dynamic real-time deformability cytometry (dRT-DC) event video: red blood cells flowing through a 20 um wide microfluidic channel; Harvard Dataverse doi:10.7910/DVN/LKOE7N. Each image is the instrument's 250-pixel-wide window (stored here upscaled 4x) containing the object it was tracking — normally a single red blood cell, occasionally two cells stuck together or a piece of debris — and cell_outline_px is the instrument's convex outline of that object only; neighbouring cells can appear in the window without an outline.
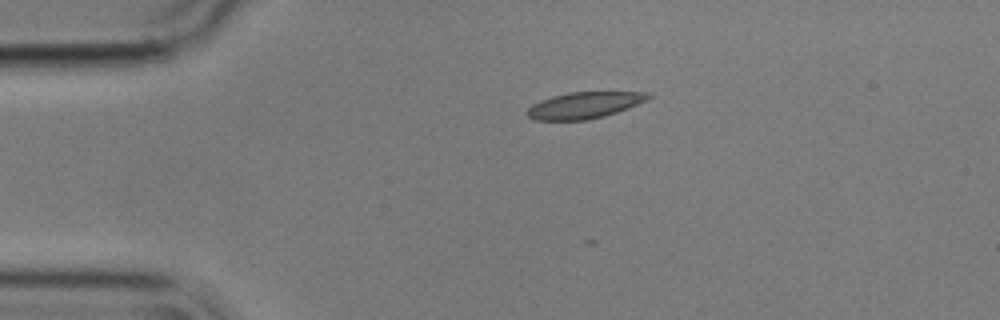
{"species": "common noctule bat (a hibernating species)", "species_latin": "Nyctalus noctula", "temperature_condition": "cold", "stored_images_in_passage": 45, "camera_frame_rate_fps": 3000, "um_per_image_px": 0.085, "animal": {"sex": "male", "body_mass_g": 17.9}, "frame": {"image": 1, "passage_image": 1, "time_ms": 0.0, "image_size_px": [1000, 320], "cell_outline_px": [[652, 96], [648, 100], [628, 108], [604, 116], [588, 120], [536, 120], [528, 116], [524, 112], [532, 104], [540, 100], [552, 96], [568, 92], [644, 92]], "centroid_in_image_um": [49.64, 8.94], "position_along_channel_um": 35.4, "area_um2": 18.67}}
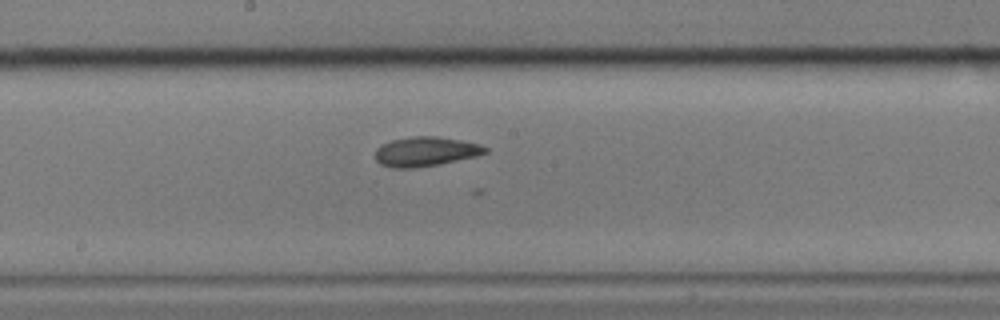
{"frame": {"image": 2, "passage_image": 19, "time_ms": 6.0, "image_size_px": [1000, 320], "cell_outline_px": [[488, 152], [476, 156], [440, 164], [416, 168], [392, 168], [380, 164], [376, 160], [376, 148], [380, 144], [392, 140], [412, 136], [436, 136], [460, 140], [480, 144], [488, 148]], "centroid_in_image_um": [36.16, 12.88], "position_along_channel_um": 212.0, "area_um2": 19.02}}
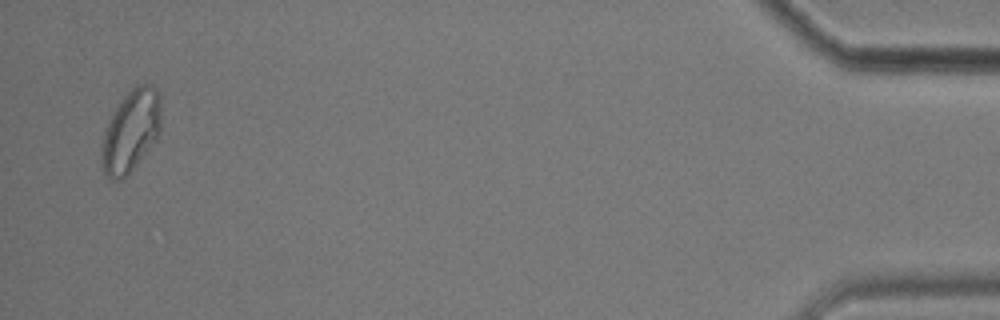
{"frame": {"image": 3, "passage_image": 44, "time_ms": 14.333, "image_size_px": [1000, 320], "cell_outline_px": [[160, 132], [156, 140], [136, 164], [120, 180], [112, 180], [104, 172], [100, 160], [100, 152], [104, 132], [108, 120], [116, 104], [136, 84], [152, 84], [160, 92]], "centroid_in_image_um": [11.11, 11.09], "position_along_channel_um": 424.1, "area_um2": 28.55}}